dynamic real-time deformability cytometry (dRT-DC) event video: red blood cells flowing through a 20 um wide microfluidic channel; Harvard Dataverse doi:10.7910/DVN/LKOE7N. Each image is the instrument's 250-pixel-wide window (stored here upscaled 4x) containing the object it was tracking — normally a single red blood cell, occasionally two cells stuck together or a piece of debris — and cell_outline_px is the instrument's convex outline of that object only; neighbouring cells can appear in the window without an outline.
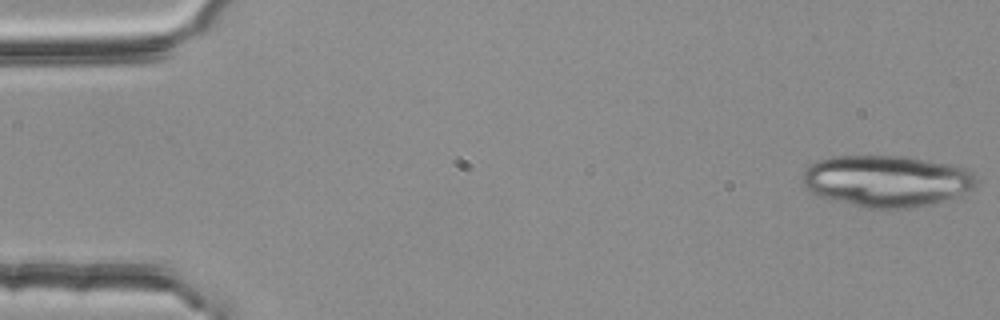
{"species": "common noctule bat (a hibernating species)", "species_latin": "Nyctalus noctula", "temperature_condition": "room temperature", "stored_images_in_passage": 5, "camera_frame_rate_fps": 3000, "um_per_image_px": 0.085, "animal": {"sex": "female", "body_mass_g": 25.1}, "frame": {"image": 1, "passage_image": 5, "time_ms": 1.333, "image_size_px": [1000, 320], "cell_outline_px": [[976, 188], [948, 200], [936, 204], [916, 208], [864, 208], [820, 196], [804, 188], [804, 172], [812, 164], [820, 160], [832, 156], [908, 156], [952, 164], [964, 168], [972, 172], [976, 176]], "centroid_in_image_um": [75.44, 15.39], "position_along_channel_um": 9.6, "area_um2": 52.54}}